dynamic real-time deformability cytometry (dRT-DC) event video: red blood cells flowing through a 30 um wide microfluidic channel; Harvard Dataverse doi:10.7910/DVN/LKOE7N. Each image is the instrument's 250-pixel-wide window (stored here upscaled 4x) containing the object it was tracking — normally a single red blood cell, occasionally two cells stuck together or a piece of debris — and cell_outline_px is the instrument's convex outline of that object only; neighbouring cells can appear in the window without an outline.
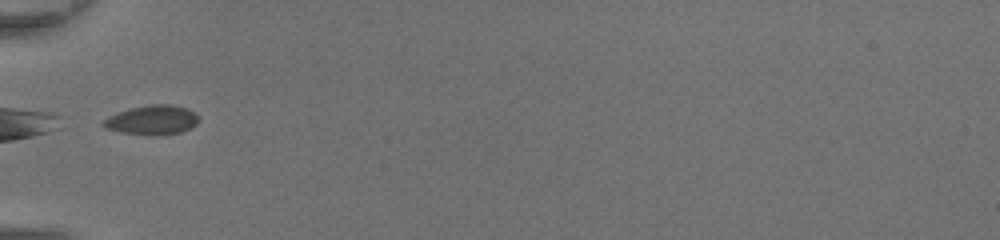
{"species": "common noctule bat (a hibernating species)", "species_latin": "Nyctalus noctula", "temperature_condition": "room temperature", "stored_images_in_passage": 28, "camera_frame_rate_fps": 3000, "um_per_image_px": 0.085, "animal": {"sex": "female", "body_mass_g": 20.0, "forearm_length_mm": 54.0}, "frame": {"image": 1, "passage_image": 1, "time_ms": 0.0, "image_size_px": [1000, 240], "cell_outline_px": [[200, 120], [196, 124], [180, 132], [156, 136], [120, 132], [104, 128], [100, 124], [108, 116], [116, 112], [132, 108], [152, 104], [172, 104], [188, 108], [196, 112], [200, 116]], "centroid_in_image_um": [12.94, 10.19], "position_along_channel_um": 72.1, "area_um2": 16.59}}
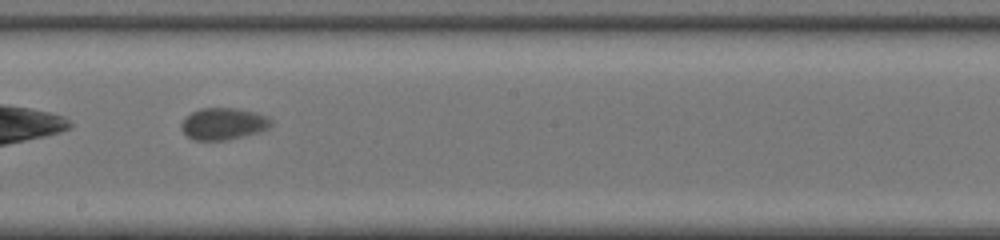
{"frame": {"image": 2, "passage_image": 12, "time_ms": 3.667, "image_size_px": [1000, 240], "cell_outline_px": [[272, 124], [268, 128], [260, 132], [244, 136], [224, 140], [192, 140], [180, 128], [180, 124], [192, 112], [200, 108], [236, 108], [256, 112], [272, 120]], "centroid_in_image_um": [18.99, 10.52], "position_along_channel_um": 229.2, "area_um2": 16.59}}
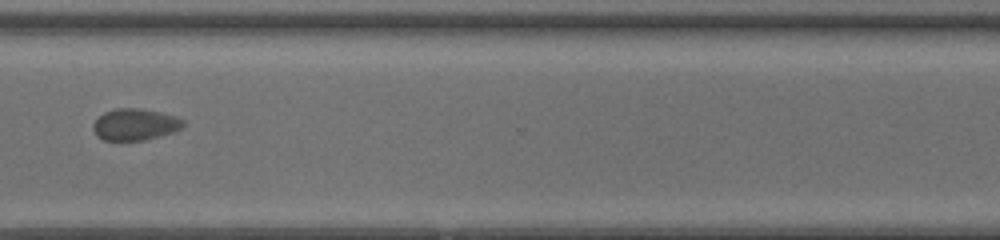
{"frame": {"image": 3, "passage_image": 21, "time_ms": 6.667, "image_size_px": [1000, 240], "cell_outline_px": [[184, 128], [176, 132], [144, 140], [104, 140], [96, 136], [92, 128], [92, 124], [104, 112], [116, 108], [140, 108], [160, 112], [176, 116], [184, 120]], "centroid_in_image_um": [11.51, 10.58], "position_along_channel_um": 359.1, "area_um2": 16.82}, "authors_computed_cell_mechanics": {"area_um2": 16.762, "velocity_mm_per_s": 4.3287, "shape_relaxation_time_tau1_ms": 2.2889, "shape_relaxation_time_tau2_ms": 1.2851, "deformation_change_tau1": 0.056, "deformation_change_tau2": 0.0448}}